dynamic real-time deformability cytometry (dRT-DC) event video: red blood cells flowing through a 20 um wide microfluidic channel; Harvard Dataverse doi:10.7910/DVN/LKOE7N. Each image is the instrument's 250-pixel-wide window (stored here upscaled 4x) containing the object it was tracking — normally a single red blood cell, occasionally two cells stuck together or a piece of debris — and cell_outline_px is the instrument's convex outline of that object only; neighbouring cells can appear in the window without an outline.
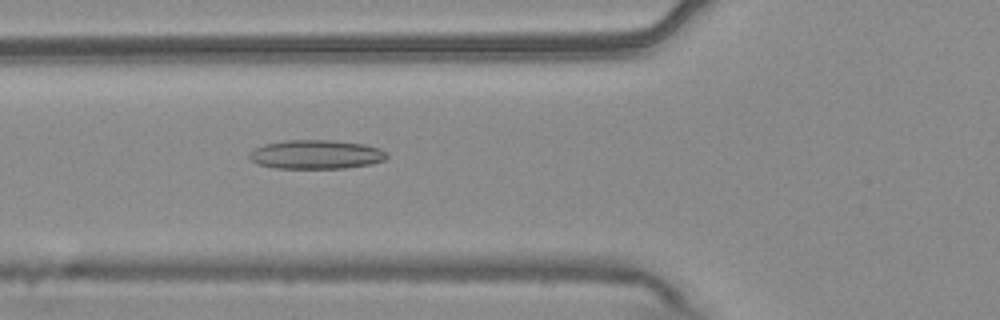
{"species": "common noctule bat (a hibernating species)", "species_latin": "Nyctalus noctula", "temperature_condition": "warm", "stored_images_in_passage": 54, "camera_frame_rate_fps": 3000, "um_per_image_px": 0.085, "animal": {"sex": "male", "body_mass_g": 20.4}, "frame": {"image": 1, "passage_image": 20, "time_ms": 6.333, "image_size_px": [1000, 320], "cell_outline_px": [[388, 156], [384, 160], [372, 164], [344, 168], [276, 168], [260, 164], [252, 160], [248, 156], [256, 148], [264, 144], [284, 140], [332, 140], [364, 144], [380, 148], [388, 152]], "centroid_in_image_um": [26.93, 13.12], "position_along_channel_um": 98.9, "area_um2": 23.18}}
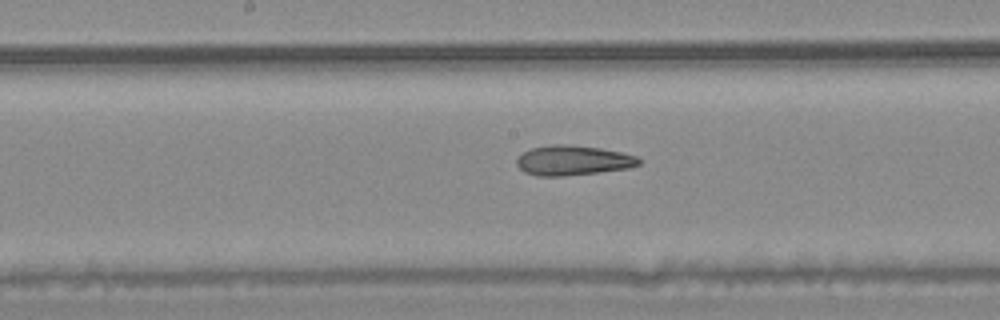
{"frame": {"image": 2, "passage_image": 28, "time_ms": 9.0, "image_size_px": [1000, 320], "cell_outline_px": [[640, 164], [628, 168], [596, 172], [560, 176], [536, 176], [524, 172], [516, 164], [516, 160], [524, 152], [532, 148], [552, 144], [572, 144], [600, 148], [620, 152], [636, 156], [640, 160]], "centroid_in_image_um": [48.67, 13.62], "position_along_channel_um": 199.5, "area_um2": 21.1}}
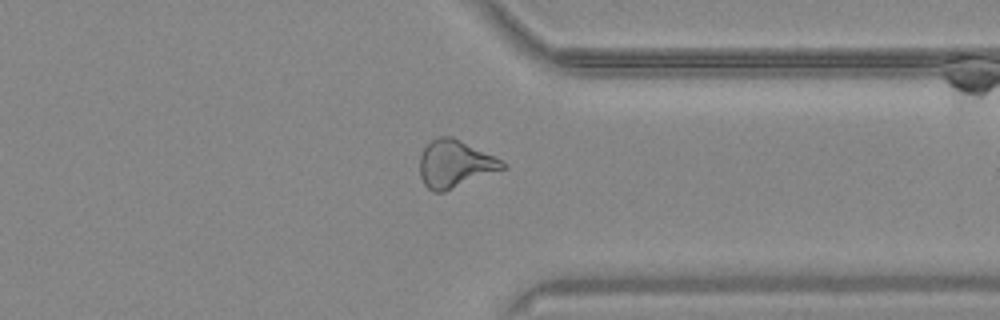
{"frame": {"image": 3, "passage_image": 42, "time_ms": 13.667, "image_size_px": [1000, 320], "cell_outline_px": [[508, 168], [444, 192], [432, 192], [424, 184], [420, 176], [420, 156], [424, 148], [432, 140], [440, 136], [452, 136], [504, 160], [508, 164]], "centroid_in_image_um": [38.72, 13.94], "position_along_channel_um": 372.7, "area_um2": 23.18}, "authors_computed_cell_mechanics": {"area_um2": 23.3223, "velocity_mm_per_s": 3.7532, "shape_relaxation_time_tau1_ms": null, "shape_relaxation_time_tau2_ms": 3.7127, "deformation_change_tau1": null, "deformation_change_tau2": 0.137}}